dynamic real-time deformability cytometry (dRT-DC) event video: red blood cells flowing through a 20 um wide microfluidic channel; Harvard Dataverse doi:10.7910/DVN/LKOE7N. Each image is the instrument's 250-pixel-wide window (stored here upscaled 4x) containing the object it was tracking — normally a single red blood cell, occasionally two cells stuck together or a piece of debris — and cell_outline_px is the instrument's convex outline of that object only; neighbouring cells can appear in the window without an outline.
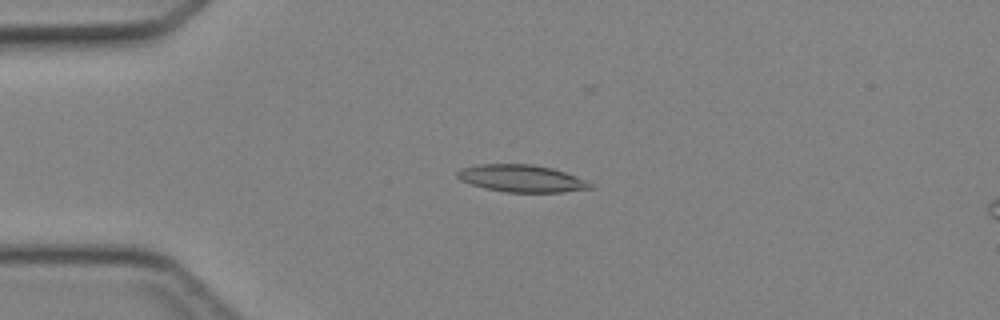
{"species": "Egyptian fruit bat (a non-hibernating species)", "species_latin": "Rousettus aegyptiacus", "temperature_condition": "cold", "stored_images_in_passage": 46, "camera_frame_rate_fps": 3000, "um_per_image_px": 0.085, "animal": {"sex": "female"}, "frame": {"image": 1, "passage_image": 11, "time_ms": 3.333, "image_size_px": [1000, 320], "cell_outline_px": [[592, 188], [560, 192], [504, 192], [484, 188], [460, 180], [456, 176], [456, 172], [460, 168], [480, 164], [532, 164], [552, 168], [576, 176], [592, 184]], "centroid_in_image_um": [44.28, 15.16], "position_along_channel_um": 40.7, "area_um2": 20.98}}
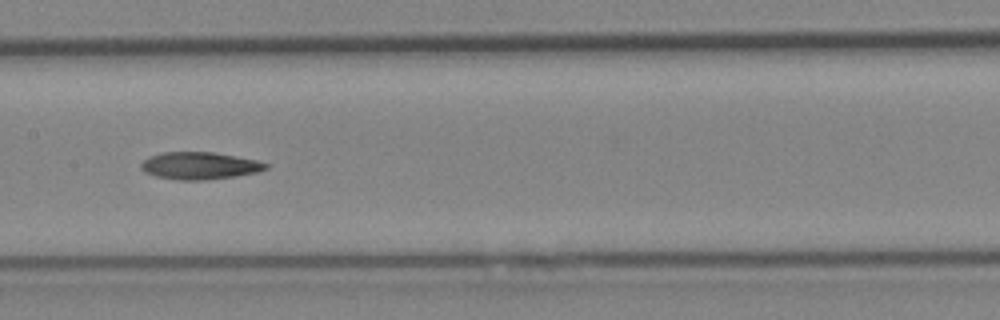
{"frame": {"image": 2, "passage_image": 23, "time_ms": 7.333, "image_size_px": [1000, 320], "cell_outline_px": [[268, 168], [256, 172], [236, 176], [204, 180], [176, 180], [156, 176], [144, 172], [140, 168], [140, 164], [148, 156], [164, 152], [212, 152], [236, 156], [256, 160], [268, 164]], "centroid_in_image_um": [16.93, 14.08], "position_along_channel_um": 190.5, "area_um2": 19.83}}
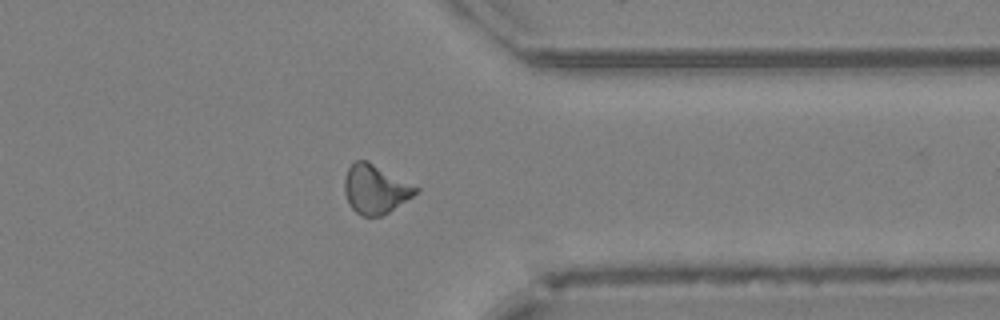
{"frame": {"image": 3, "passage_image": 36, "time_ms": 11.667, "image_size_px": [1000, 320], "cell_outline_px": [[420, 192], [388, 212], [380, 216], [364, 216], [356, 212], [352, 208], [344, 192], [344, 180], [348, 168], [356, 160], [364, 160], [420, 188]], "centroid_in_image_um": [31.91, 16.1], "position_along_channel_um": 379.5, "area_um2": 19.88}}